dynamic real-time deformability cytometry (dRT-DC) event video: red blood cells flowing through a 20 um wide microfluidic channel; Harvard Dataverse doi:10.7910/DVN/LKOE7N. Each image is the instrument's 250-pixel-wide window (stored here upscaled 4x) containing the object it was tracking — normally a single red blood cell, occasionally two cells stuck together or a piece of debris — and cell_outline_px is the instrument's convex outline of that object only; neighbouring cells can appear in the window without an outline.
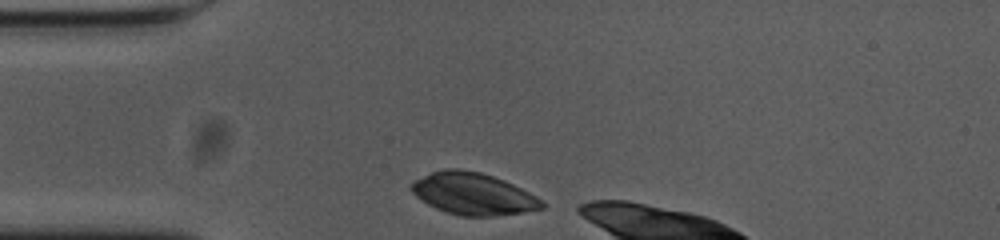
{"species": "common noctule bat (a hibernating species)", "species_latin": "Nyctalus noctula", "temperature_condition": "cold", "stored_images_in_passage": 24, "camera_frame_rate_fps": 3000, "um_per_image_px": 0.085, "animal": {"sex": "female", "body_mass_g": 23.0, "forearm_length_mm": 53.4}, "frame": {"image": 1, "passage_image": 1, "time_ms": 0.0, "image_size_px": [1000, 240], "cell_outline_px": [[548, 204], [544, 208], [520, 212], [492, 216], [460, 216], [436, 208], [420, 200], [412, 192], [412, 180], [432, 172], [444, 168], [456, 168], [480, 172], [504, 180], [536, 196]], "centroid_in_image_um": [40.21, 16.47], "position_along_channel_um": 44.8, "area_um2": 31.73}}
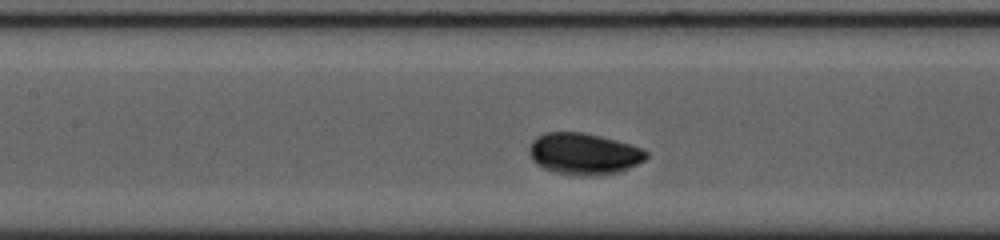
{"frame": {"image": 2, "passage_image": 12, "time_ms": 3.667, "image_size_px": [1000, 240], "cell_outline_px": [[648, 156], [644, 160], [620, 172], [596, 176], [576, 176], [552, 172], [536, 164], [532, 160], [532, 140], [536, 136], [544, 132], [584, 132], [616, 140], [644, 148], [648, 152]], "centroid_in_image_um": [49.66, 13.08], "position_along_channel_um": 157.7, "area_um2": 28.44}}
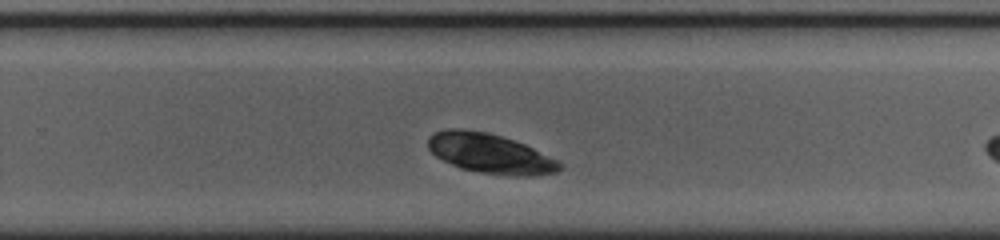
{"frame": {"image": 3, "passage_image": 23, "time_ms": 7.333, "image_size_px": [1000, 240], "cell_outline_px": [[564, 168], [556, 172], [536, 176], [512, 176], [480, 172], [460, 168], [436, 156], [428, 148], [428, 136], [444, 128], [460, 128], [488, 132], [524, 144], [560, 160], [564, 164]], "centroid_in_image_um": [41.7, 13.05], "position_along_channel_um": 288.1, "area_um2": 30.69}}